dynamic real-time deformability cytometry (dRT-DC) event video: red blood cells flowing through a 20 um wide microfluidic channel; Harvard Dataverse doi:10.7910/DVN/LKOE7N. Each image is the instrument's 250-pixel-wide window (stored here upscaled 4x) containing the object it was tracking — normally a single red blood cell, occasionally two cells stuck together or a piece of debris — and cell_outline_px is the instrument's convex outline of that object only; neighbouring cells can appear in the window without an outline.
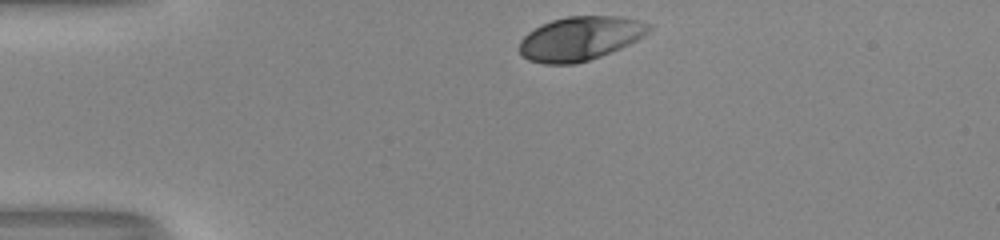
{"species": "human", "species_latin": "Homo sapiens", "temperature_condition": "room temperature", "stored_images_in_passage": 32, "camera_frame_rate_fps": 3000, "um_per_image_px": 0.085, "donor": {"sex": "male"}, "frame": {"image": 1, "passage_image": 1, "time_ms": 0.0, "image_size_px": [1000, 240], "cell_outline_px": [[652, 28], [644, 36], [620, 48], [600, 56], [576, 64], [544, 64], [528, 60], [520, 52], [520, 40], [528, 32], [552, 20], [568, 16], [620, 16], [652, 24]], "centroid_in_image_um": [49.32, 3.27], "position_along_channel_um": 35.7, "area_um2": 32.95}}
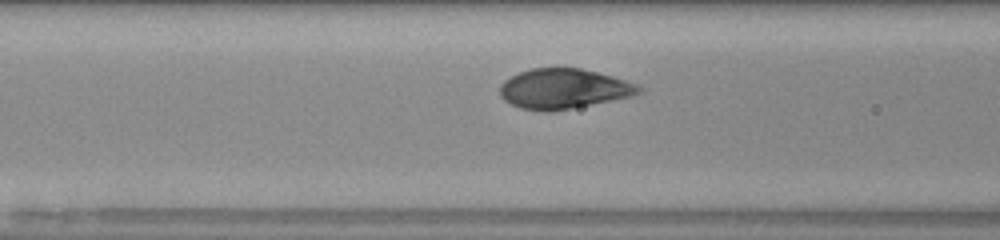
{"frame": {"image": 2, "passage_image": 11, "time_ms": 3.333, "image_size_px": [1000, 240], "cell_outline_px": [[644, 92], [632, 96], [552, 112], [548, 112], [520, 108], [504, 100], [500, 96], [500, 84], [504, 80], [520, 72], [532, 68], [580, 68], [612, 76], [636, 84], [644, 88]], "centroid_in_image_um": [47.91, 7.55], "position_along_channel_um": 118.7, "area_um2": 32.31}}
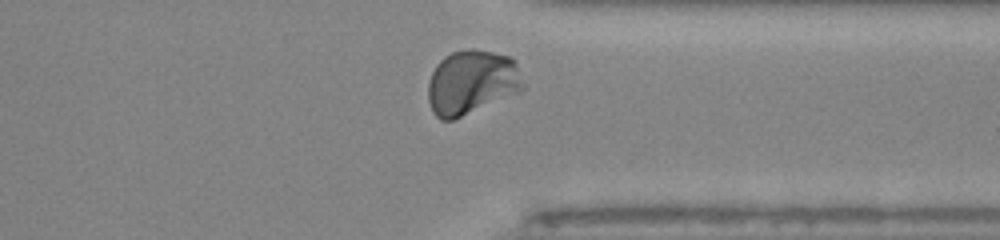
{"frame": {"image": 3, "passage_image": 30, "time_ms": 9.667, "image_size_px": [1000, 240], "cell_outline_px": [[524, 88], [520, 92], [452, 120], [440, 120], [432, 112], [428, 100], [428, 80], [436, 64], [444, 56], [452, 52], [468, 48], [472, 48], [512, 56], [516, 64], [524, 84]], "centroid_in_image_um": [40.07, 6.98], "position_along_channel_um": 371.3, "area_um2": 35.89}, "authors_computed_cell_mechanics": {"area_um2": 33.3795, "velocity_mm_per_s": 4.0005, "shape_relaxation_time_tau1_ms": 2.2433, "shape_relaxation_time_tau2_ms": null, "deformation_change_tau1": 0.1618, "deformation_change_tau2": null}}